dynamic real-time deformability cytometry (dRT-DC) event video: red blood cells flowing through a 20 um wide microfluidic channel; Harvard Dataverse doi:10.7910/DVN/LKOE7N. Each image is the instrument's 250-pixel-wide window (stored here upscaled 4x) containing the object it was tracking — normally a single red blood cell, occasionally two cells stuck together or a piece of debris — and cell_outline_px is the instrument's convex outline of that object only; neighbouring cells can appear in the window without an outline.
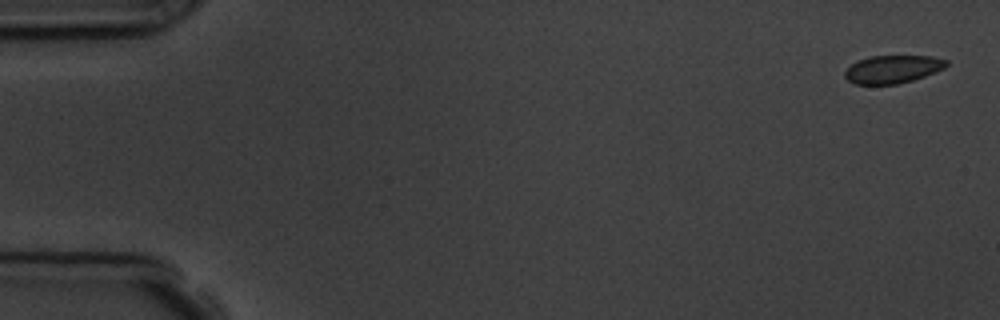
{"species": "common noctule bat (a hibernating species)", "species_latin": "Nyctalus noctula", "temperature_condition": "room temperature", "stored_images_in_passage": 4, "camera_frame_rate_fps": 3000, "um_per_image_px": 0.085, "animal": {"sex": "male", "body_mass_g": 19.5, "forearm_length_mm": 54.6}, "frame": {"image": 1, "passage_image": 1, "time_ms": 0.0, "image_size_px": [1000, 320], "cell_outline_px": [[948, 64], [944, 68], [936, 72], [912, 80], [896, 84], [856, 84], [848, 80], [844, 76], [844, 72], [856, 60], [872, 56], [932, 56], [948, 60]], "centroid_in_image_um": [75.88, 5.87], "position_along_channel_um": 9.1, "area_um2": 16.47}}
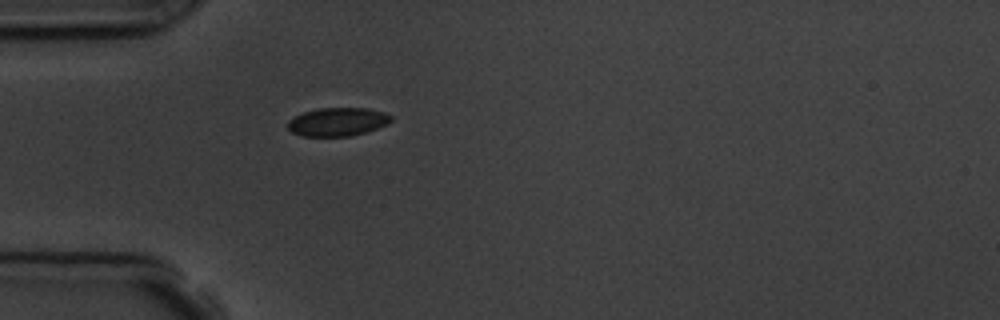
{"frame": {"image": 2, "passage_image": 4, "time_ms": 4.667, "image_size_px": [1000, 320], "cell_outline_px": [[392, 120], [388, 124], [364, 132], [348, 136], [304, 136], [292, 132], [288, 128], [288, 120], [304, 112], [316, 108], [368, 108], [384, 112], [392, 116]], "centroid_in_image_um": [28.7, 10.34], "position_along_channel_um": 56.3, "area_um2": 16.99}}